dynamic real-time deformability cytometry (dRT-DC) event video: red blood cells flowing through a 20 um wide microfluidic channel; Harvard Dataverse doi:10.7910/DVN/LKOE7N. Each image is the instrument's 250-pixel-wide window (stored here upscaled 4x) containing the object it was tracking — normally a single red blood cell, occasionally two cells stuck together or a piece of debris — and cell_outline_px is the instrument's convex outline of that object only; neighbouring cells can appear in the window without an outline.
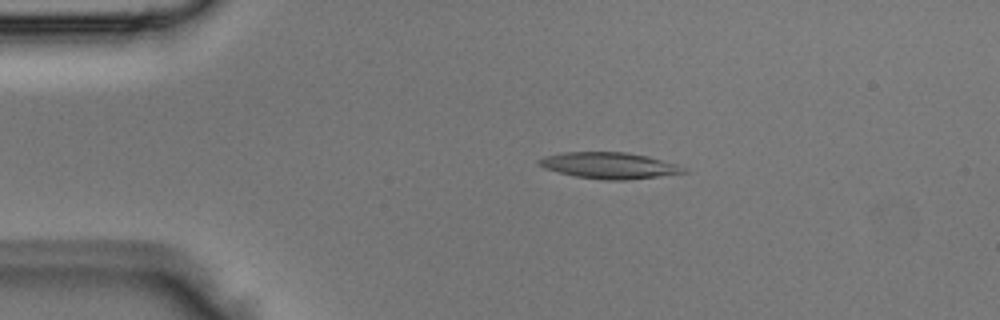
{"species": "Egyptian fruit bat (a non-hibernating species)", "species_latin": "Rousettus aegyptiacus", "temperature_condition": "room temperature", "stored_images_in_passage": 3, "camera_frame_rate_fps": 3000, "um_per_image_px": 0.085, "animal": {"sex": "male"}, "frame": {"image": 1, "passage_image": 2, "time_ms": 0.333, "image_size_px": [1000, 320], "cell_outline_px": [[688, 172], [628, 180], [604, 180], [576, 176], [544, 168], [536, 160], [544, 156], [560, 152], [628, 152], [648, 156], [680, 164], [688, 168]], "centroid_in_image_um": [51.84, 14.06], "position_along_channel_um": 33.2, "area_um2": 22.31}}